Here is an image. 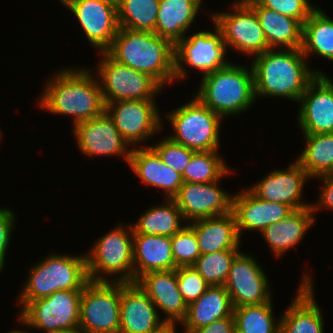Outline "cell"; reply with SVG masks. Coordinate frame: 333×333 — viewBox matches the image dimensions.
Listing matches in <instances>:
<instances>
[{"label": "cell", "instance_id": "obj_1", "mask_svg": "<svg viewBox=\"0 0 333 333\" xmlns=\"http://www.w3.org/2000/svg\"><path fill=\"white\" fill-rule=\"evenodd\" d=\"M269 49L252 61L255 97L278 96L299 101L308 84L321 72L309 70L301 48Z\"/></svg>", "mask_w": 333, "mask_h": 333}, {"label": "cell", "instance_id": "obj_2", "mask_svg": "<svg viewBox=\"0 0 333 333\" xmlns=\"http://www.w3.org/2000/svg\"><path fill=\"white\" fill-rule=\"evenodd\" d=\"M85 69H65L49 79L40 107L56 114L72 115L74 125L105 112L106 104L96 77Z\"/></svg>", "mask_w": 333, "mask_h": 333}, {"label": "cell", "instance_id": "obj_3", "mask_svg": "<svg viewBox=\"0 0 333 333\" xmlns=\"http://www.w3.org/2000/svg\"><path fill=\"white\" fill-rule=\"evenodd\" d=\"M106 52L125 66L149 74L162 87L175 79V46L154 32L119 28Z\"/></svg>", "mask_w": 333, "mask_h": 333}, {"label": "cell", "instance_id": "obj_4", "mask_svg": "<svg viewBox=\"0 0 333 333\" xmlns=\"http://www.w3.org/2000/svg\"><path fill=\"white\" fill-rule=\"evenodd\" d=\"M201 81L196 97L222 118L248 109L256 98L252 67L229 63L203 75Z\"/></svg>", "mask_w": 333, "mask_h": 333}, {"label": "cell", "instance_id": "obj_5", "mask_svg": "<svg viewBox=\"0 0 333 333\" xmlns=\"http://www.w3.org/2000/svg\"><path fill=\"white\" fill-rule=\"evenodd\" d=\"M30 271L19 299L23 307L56 291L83 290L89 281L86 255L72 257L51 254Z\"/></svg>", "mask_w": 333, "mask_h": 333}, {"label": "cell", "instance_id": "obj_6", "mask_svg": "<svg viewBox=\"0 0 333 333\" xmlns=\"http://www.w3.org/2000/svg\"><path fill=\"white\" fill-rule=\"evenodd\" d=\"M127 231L121 224L115 230L108 232L102 238L98 239L89 254L86 255L89 280L108 281L105 278L106 276L102 277L100 275L101 272L110 275H117V273L121 272V276L115 279V281L134 283L132 225H130Z\"/></svg>", "mask_w": 333, "mask_h": 333}, {"label": "cell", "instance_id": "obj_7", "mask_svg": "<svg viewBox=\"0 0 333 333\" xmlns=\"http://www.w3.org/2000/svg\"><path fill=\"white\" fill-rule=\"evenodd\" d=\"M167 118L176 132L168 136L174 142L195 152L219 150V128L223 119L196 96L172 111Z\"/></svg>", "mask_w": 333, "mask_h": 333}, {"label": "cell", "instance_id": "obj_8", "mask_svg": "<svg viewBox=\"0 0 333 333\" xmlns=\"http://www.w3.org/2000/svg\"><path fill=\"white\" fill-rule=\"evenodd\" d=\"M121 282L91 281L83 288L79 327L87 333H119Z\"/></svg>", "mask_w": 333, "mask_h": 333}, {"label": "cell", "instance_id": "obj_9", "mask_svg": "<svg viewBox=\"0 0 333 333\" xmlns=\"http://www.w3.org/2000/svg\"><path fill=\"white\" fill-rule=\"evenodd\" d=\"M83 290L56 291L22 307L19 320L46 333H60L79 327L80 300Z\"/></svg>", "mask_w": 333, "mask_h": 333}, {"label": "cell", "instance_id": "obj_10", "mask_svg": "<svg viewBox=\"0 0 333 333\" xmlns=\"http://www.w3.org/2000/svg\"><path fill=\"white\" fill-rule=\"evenodd\" d=\"M97 70L105 103L122 100H153L162 86L149 74L134 70L102 52Z\"/></svg>", "mask_w": 333, "mask_h": 333}, {"label": "cell", "instance_id": "obj_11", "mask_svg": "<svg viewBox=\"0 0 333 333\" xmlns=\"http://www.w3.org/2000/svg\"><path fill=\"white\" fill-rule=\"evenodd\" d=\"M233 8L234 13H216L212 16L214 24L223 35L224 43L252 56L269 50L254 9L245 0L237 1Z\"/></svg>", "mask_w": 333, "mask_h": 333}, {"label": "cell", "instance_id": "obj_12", "mask_svg": "<svg viewBox=\"0 0 333 333\" xmlns=\"http://www.w3.org/2000/svg\"><path fill=\"white\" fill-rule=\"evenodd\" d=\"M216 32L201 31L184 37L175 45V78L184 79L185 63L206 75L216 71L230 62L224 60L227 47L223 35L214 24ZM184 63V64H182Z\"/></svg>", "mask_w": 333, "mask_h": 333}, {"label": "cell", "instance_id": "obj_13", "mask_svg": "<svg viewBox=\"0 0 333 333\" xmlns=\"http://www.w3.org/2000/svg\"><path fill=\"white\" fill-rule=\"evenodd\" d=\"M105 104V111L128 145L145 141L162 127L154 100H122Z\"/></svg>", "mask_w": 333, "mask_h": 333}, {"label": "cell", "instance_id": "obj_14", "mask_svg": "<svg viewBox=\"0 0 333 333\" xmlns=\"http://www.w3.org/2000/svg\"><path fill=\"white\" fill-rule=\"evenodd\" d=\"M224 287L234 308L271 301L265 272L254 258L242 252L233 259Z\"/></svg>", "mask_w": 333, "mask_h": 333}, {"label": "cell", "instance_id": "obj_15", "mask_svg": "<svg viewBox=\"0 0 333 333\" xmlns=\"http://www.w3.org/2000/svg\"><path fill=\"white\" fill-rule=\"evenodd\" d=\"M68 8L80 22L88 41L100 52H106L119 29L117 0H74Z\"/></svg>", "mask_w": 333, "mask_h": 333}, {"label": "cell", "instance_id": "obj_16", "mask_svg": "<svg viewBox=\"0 0 333 333\" xmlns=\"http://www.w3.org/2000/svg\"><path fill=\"white\" fill-rule=\"evenodd\" d=\"M298 102L303 134L333 133V81L328 76L318 74Z\"/></svg>", "mask_w": 333, "mask_h": 333}, {"label": "cell", "instance_id": "obj_17", "mask_svg": "<svg viewBox=\"0 0 333 333\" xmlns=\"http://www.w3.org/2000/svg\"><path fill=\"white\" fill-rule=\"evenodd\" d=\"M212 183L184 182L173 197L184 220H199L232 212L233 196Z\"/></svg>", "mask_w": 333, "mask_h": 333}, {"label": "cell", "instance_id": "obj_18", "mask_svg": "<svg viewBox=\"0 0 333 333\" xmlns=\"http://www.w3.org/2000/svg\"><path fill=\"white\" fill-rule=\"evenodd\" d=\"M78 147L86 155H121L129 164L131 150L116 129L113 119L105 111L90 120L74 125Z\"/></svg>", "mask_w": 333, "mask_h": 333}, {"label": "cell", "instance_id": "obj_19", "mask_svg": "<svg viewBox=\"0 0 333 333\" xmlns=\"http://www.w3.org/2000/svg\"><path fill=\"white\" fill-rule=\"evenodd\" d=\"M309 178L307 172L295 161L286 170L272 171L250 190L259 199L286 204L294 211L300 210L312 206L300 202L303 185Z\"/></svg>", "mask_w": 333, "mask_h": 333}, {"label": "cell", "instance_id": "obj_20", "mask_svg": "<svg viewBox=\"0 0 333 333\" xmlns=\"http://www.w3.org/2000/svg\"><path fill=\"white\" fill-rule=\"evenodd\" d=\"M158 314L155 304L136 282H121L119 333H151L165 323Z\"/></svg>", "mask_w": 333, "mask_h": 333}, {"label": "cell", "instance_id": "obj_21", "mask_svg": "<svg viewBox=\"0 0 333 333\" xmlns=\"http://www.w3.org/2000/svg\"><path fill=\"white\" fill-rule=\"evenodd\" d=\"M241 193V194H240ZM233 195L232 212L241 238L242 230H259L288 217L294 210L283 203L259 199L249 188Z\"/></svg>", "mask_w": 333, "mask_h": 333}, {"label": "cell", "instance_id": "obj_22", "mask_svg": "<svg viewBox=\"0 0 333 333\" xmlns=\"http://www.w3.org/2000/svg\"><path fill=\"white\" fill-rule=\"evenodd\" d=\"M136 284L148 295L156 308L168 315L164 322L181 323L184 320L188 306L178 289L176 269L145 273Z\"/></svg>", "mask_w": 333, "mask_h": 333}, {"label": "cell", "instance_id": "obj_23", "mask_svg": "<svg viewBox=\"0 0 333 333\" xmlns=\"http://www.w3.org/2000/svg\"><path fill=\"white\" fill-rule=\"evenodd\" d=\"M312 278L304 275L295 299L280 318V333H323V320L312 288Z\"/></svg>", "mask_w": 333, "mask_h": 333}, {"label": "cell", "instance_id": "obj_24", "mask_svg": "<svg viewBox=\"0 0 333 333\" xmlns=\"http://www.w3.org/2000/svg\"><path fill=\"white\" fill-rule=\"evenodd\" d=\"M129 165L144 183L163 189L166 198H173L184 183L182 175L163 163L151 146L131 149Z\"/></svg>", "mask_w": 333, "mask_h": 333}, {"label": "cell", "instance_id": "obj_25", "mask_svg": "<svg viewBox=\"0 0 333 333\" xmlns=\"http://www.w3.org/2000/svg\"><path fill=\"white\" fill-rule=\"evenodd\" d=\"M189 225L194 229L201 255L239 248L240 236L233 212L195 220Z\"/></svg>", "mask_w": 333, "mask_h": 333}, {"label": "cell", "instance_id": "obj_26", "mask_svg": "<svg viewBox=\"0 0 333 333\" xmlns=\"http://www.w3.org/2000/svg\"><path fill=\"white\" fill-rule=\"evenodd\" d=\"M133 262L134 283L145 273L175 269L171 237L133 234Z\"/></svg>", "mask_w": 333, "mask_h": 333}, {"label": "cell", "instance_id": "obj_27", "mask_svg": "<svg viewBox=\"0 0 333 333\" xmlns=\"http://www.w3.org/2000/svg\"><path fill=\"white\" fill-rule=\"evenodd\" d=\"M202 0H160L155 33L174 46L193 24Z\"/></svg>", "mask_w": 333, "mask_h": 333}, {"label": "cell", "instance_id": "obj_28", "mask_svg": "<svg viewBox=\"0 0 333 333\" xmlns=\"http://www.w3.org/2000/svg\"><path fill=\"white\" fill-rule=\"evenodd\" d=\"M245 1L256 12L269 49L279 46H285L286 49L301 48L303 24L300 21L261 7L255 0Z\"/></svg>", "mask_w": 333, "mask_h": 333}, {"label": "cell", "instance_id": "obj_29", "mask_svg": "<svg viewBox=\"0 0 333 333\" xmlns=\"http://www.w3.org/2000/svg\"><path fill=\"white\" fill-rule=\"evenodd\" d=\"M234 307L224 286H209L205 293L187 307L181 322L185 331L197 330L214 321L233 316Z\"/></svg>", "mask_w": 333, "mask_h": 333}, {"label": "cell", "instance_id": "obj_30", "mask_svg": "<svg viewBox=\"0 0 333 333\" xmlns=\"http://www.w3.org/2000/svg\"><path fill=\"white\" fill-rule=\"evenodd\" d=\"M311 207L295 210L288 217L270 224L261 233L276 254L281 256L286 250L298 245L307 230L314 223Z\"/></svg>", "mask_w": 333, "mask_h": 333}, {"label": "cell", "instance_id": "obj_31", "mask_svg": "<svg viewBox=\"0 0 333 333\" xmlns=\"http://www.w3.org/2000/svg\"><path fill=\"white\" fill-rule=\"evenodd\" d=\"M164 205L148 209L137 223L132 225L133 234L162 235L172 237L184 226L182 212L173 198H166ZM182 219V220H181Z\"/></svg>", "mask_w": 333, "mask_h": 333}, {"label": "cell", "instance_id": "obj_32", "mask_svg": "<svg viewBox=\"0 0 333 333\" xmlns=\"http://www.w3.org/2000/svg\"><path fill=\"white\" fill-rule=\"evenodd\" d=\"M303 135L307 144L296 161L310 178L333 174V133Z\"/></svg>", "mask_w": 333, "mask_h": 333}, {"label": "cell", "instance_id": "obj_33", "mask_svg": "<svg viewBox=\"0 0 333 333\" xmlns=\"http://www.w3.org/2000/svg\"><path fill=\"white\" fill-rule=\"evenodd\" d=\"M301 50L305 57L316 53L333 61V19L320 8L303 23Z\"/></svg>", "mask_w": 333, "mask_h": 333}, {"label": "cell", "instance_id": "obj_34", "mask_svg": "<svg viewBox=\"0 0 333 333\" xmlns=\"http://www.w3.org/2000/svg\"><path fill=\"white\" fill-rule=\"evenodd\" d=\"M159 2L160 0H117L119 28L155 33Z\"/></svg>", "mask_w": 333, "mask_h": 333}, {"label": "cell", "instance_id": "obj_35", "mask_svg": "<svg viewBox=\"0 0 333 333\" xmlns=\"http://www.w3.org/2000/svg\"><path fill=\"white\" fill-rule=\"evenodd\" d=\"M271 302L234 308L236 333H280V321L273 319Z\"/></svg>", "mask_w": 333, "mask_h": 333}, {"label": "cell", "instance_id": "obj_36", "mask_svg": "<svg viewBox=\"0 0 333 333\" xmlns=\"http://www.w3.org/2000/svg\"><path fill=\"white\" fill-rule=\"evenodd\" d=\"M218 151L194 152L185 168L182 179L187 183H212L228 175V169Z\"/></svg>", "mask_w": 333, "mask_h": 333}, {"label": "cell", "instance_id": "obj_37", "mask_svg": "<svg viewBox=\"0 0 333 333\" xmlns=\"http://www.w3.org/2000/svg\"><path fill=\"white\" fill-rule=\"evenodd\" d=\"M239 250H223L201 255L192 266L209 286H224Z\"/></svg>", "mask_w": 333, "mask_h": 333}, {"label": "cell", "instance_id": "obj_38", "mask_svg": "<svg viewBox=\"0 0 333 333\" xmlns=\"http://www.w3.org/2000/svg\"><path fill=\"white\" fill-rule=\"evenodd\" d=\"M171 245L175 269L193 266L201 256L197 237L189 223L171 237Z\"/></svg>", "mask_w": 333, "mask_h": 333}, {"label": "cell", "instance_id": "obj_39", "mask_svg": "<svg viewBox=\"0 0 333 333\" xmlns=\"http://www.w3.org/2000/svg\"><path fill=\"white\" fill-rule=\"evenodd\" d=\"M151 147L158 153L163 163L181 175L195 152L182 144L174 142L169 137H166L164 140L160 141V143Z\"/></svg>", "mask_w": 333, "mask_h": 333}, {"label": "cell", "instance_id": "obj_40", "mask_svg": "<svg viewBox=\"0 0 333 333\" xmlns=\"http://www.w3.org/2000/svg\"><path fill=\"white\" fill-rule=\"evenodd\" d=\"M176 277L179 292L187 306L199 299L209 287L205 279L192 266L178 267Z\"/></svg>", "mask_w": 333, "mask_h": 333}, {"label": "cell", "instance_id": "obj_41", "mask_svg": "<svg viewBox=\"0 0 333 333\" xmlns=\"http://www.w3.org/2000/svg\"><path fill=\"white\" fill-rule=\"evenodd\" d=\"M261 7L273 10L284 16L300 21L302 24L317 8L309 0H255Z\"/></svg>", "mask_w": 333, "mask_h": 333}, {"label": "cell", "instance_id": "obj_42", "mask_svg": "<svg viewBox=\"0 0 333 333\" xmlns=\"http://www.w3.org/2000/svg\"><path fill=\"white\" fill-rule=\"evenodd\" d=\"M15 216L10 209L0 208V270L5 263V253L14 228Z\"/></svg>", "mask_w": 333, "mask_h": 333}, {"label": "cell", "instance_id": "obj_43", "mask_svg": "<svg viewBox=\"0 0 333 333\" xmlns=\"http://www.w3.org/2000/svg\"><path fill=\"white\" fill-rule=\"evenodd\" d=\"M186 333H236L235 318L234 316L226 317Z\"/></svg>", "mask_w": 333, "mask_h": 333}, {"label": "cell", "instance_id": "obj_44", "mask_svg": "<svg viewBox=\"0 0 333 333\" xmlns=\"http://www.w3.org/2000/svg\"><path fill=\"white\" fill-rule=\"evenodd\" d=\"M324 180V185L321 189V196L318 205H312V211H317L319 208L333 209V174L321 176Z\"/></svg>", "mask_w": 333, "mask_h": 333}, {"label": "cell", "instance_id": "obj_45", "mask_svg": "<svg viewBox=\"0 0 333 333\" xmlns=\"http://www.w3.org/2000/svg\"><path fill=\"white\" fill-rule=\"evenodd\" d=\"M175 324L176 323L165 322L157 330H155L151 333H175V330H176Z\"/></svg>", "mask_w": 333, "mask_h": 333}, {"label": "cell", "instance_id": "obj_46", "mask_svg": "<svg viewBox=\"0 0 333 333\" xmlns=\"http://www.w3.org/2000/svg\"><path fill=\"white\" fill-rule=\"evenodd\" d=\"M60 333H87L82 328L78 327L72 330L61 331Z\"/></svg>", "mask_w": 333, "mask_h": 333}, {"label": "cell", "instance_id": "obj_47", "mask_svg": "<svg viewBox=\"0 0 333 333\" xmlns=\"http://www.w3.org/2000/svg\"><path fill=\"white\" fill-rule=\"evenodd\" d=\"M61 4L63 3L64 6H69L74 0H60Z\"/></svg>", "mask_w": 333, "mask_h": 333}, {"label": "cell", "instance_id": "obj_48", "mask_svg": "<svg viewBox=\"0 0 333 333\" xmlns=\"http://www.w3.org/2000/svg\"><path fill=\"white\" fill-rule=\"evenodd\" d=\"M8 333H27V331H22V330H12V331H10V332H8Z\"/></svg>", "mask_w": 333, "mask_h": 333}]
</instances>
